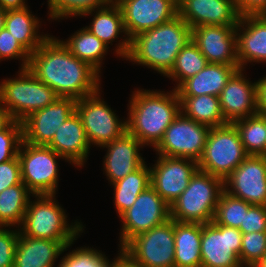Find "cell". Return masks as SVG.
<instances>
[{
    "label": "cell",
    "instance_id": "cell-1",
    "mask_svg": "<svg viewBox=\"0 0 266 267\" xmlns=\"http://www.w3.org/2000/svg\"><path fill=\"white\" fill-rule=\"evenodd\" d=\"M27 69L59 97L78 100L102 89L101 75L53 35L30 55Z\"/></svg>",
    "mask_w": 266,
    "mask_h": 267
},
{
    "label": "cell",
    "instance_id": "cell-17",
    "mask_svg": "<svg viewBox=\"0 0 266 267\" xmlns=\"http://www.w3.org/2000/svg\"><path fill=\"white\" fill-rule=\"evenodd\" d=\"M76 101L71 97H58L53 104L31 113L22 121L23 141L48 146L61 124L75 112Z\"/></svg>",
    "mask_w": 266,
    "mask_h": 267
},
{
    "label": "cell",
    "instance_id": "cell-44",
    "mask_svg": "<svg viewBox=\"0 0 266 267\" xmlns=\"http://www.w3.org/2000/svg\"><path fill=\"white\" fill-rule=\"evenodd\" d=\"M240 16L266 14V0H234Z\"/></svg>",
    "mask_w": 266,
    "mask_h": 267
},
{
    "label": "cell",
    "instance_id": "cell-33",
    "mask_svg": "<svg viewBox=\"0 0 266 267\" xmlns=\"http://www.w3.org/2000/svg\"><path fill=\"white\" fill-rule=\"evenodd\" d=\"M248 155L266 156V115L256 114L233 122Z\"/></svg>",
    "mask_w": 266,
    "mask_h": 267
},
{
    "label": "cell",
    "instance_id": "cell-48",
    "mask_svg": "<svg viewBox=\"0 0 266 267\" xmlns=\"http://www.w3.org/2000/svg\"><path fill=\"white\" fill-rule=\"evenodd\" d=\"M114 267H134L132 266L125 258L121 257L116 264L114 265Z\"/></svg>",
    "mask_w": 266,
    "mask_h": 267
},
{
    "label": "cell",
    "instance_id": "cell-27",
    "mask_svg": "<svg viewBox=\"0 0 266 267\" xmlns=\"http://www.w3.org/2000/svg\"><path fill=\"white\" fill-rule=\"evenodd\" d=\"M26 7L6 10L5 29L30 53L36 51L51 35L40 32L41 19Z\"/></svg>",
    "mask_w": 266,
    "mask_h": 267
},
{
    "label": "cell",
    "instance_id": "cell-8",
    "mask_svg": "<svg viewBox=\"0 0 266 267\" xmlns=\"http://www.w3.org/2000/svg\"><path fill=\"white\" fill-rule=\"evenodd\" d=\"M174 220L132 238L122 257L134 267H174Z\"/></svg>",
    "mask_w": 266,
    "mask_h": 267
},
{
    "label": "cell",
    "instance_id": "cell-41",
    "mask_svg": "<svg viewBox=\"0 0 266 267\" xmlns=\"http://www.w3.org/2000/svg\"><path fill=\"white\" fill-rule=\"evenodd\" d=\"M19 229L0 226V267H13Z\"/></svg>",
    "mask_w": 266,
    "mask_h": 267
},
{
    "label": "cell",
    "instance_id": "cell-42",
    "mask_svg": "<svg viewBox=\"0 0 266 267\" xmlns=\"http://www.w3.org/2000/svg\"><path fill=\"white\" fill-rule=\"evenodd\" d=\"M239 230L242 233L266 232V206L251 205Z\"/></svg>",
    "mask_w": 266,
    "mask_h": 267
},
{
    "label": "cell",
    "instance_id": "cell-15",
    "mask_svg": "<svg viewBox=\"0 0 266 267\" xmlns=\"http://www.w3.org/2000/svg\"><path fill=\"white\" fill-rule=\"evenodd\" d=\"M118 5L129 39L178 15V0H122Z\"/></svg>",
    "mask_w": 266,
    "mask_h": 267
},
{
    "label": "cell",
    "instance_id": "cell-6",
    "mask_svg": "<svg viewBox=\"0 0 266 267\" xmlns=\"http://www.w3.org/2000/svg\"><path fill=\"white\" fill-rule=\"evenodd\" d=\"M17 73L0 82V104L14 120L22 122L31 113L53 104L59 96L28 69H19Z\"/></svg>",
    "mask_w": 266,
    "mask_h": 267
},
{
    "label": "cell",
    "instance_id": "cell-4",
    "mask_svg": "<svg viewBox=\"0 0 266 267\" xmlns=\"http://www.w3.org/2000/svg\"><path fill=\"white\" fill-rule=\"evenodd\" d=\"M18 227L19 232L31 238L60 241L65 246L74 244L86 228L81 221L70 223L66 210L59 205L55 194L33 195ZM70 223V224H69Z\"/></svg>",
    "mask_w": 266,
    "mask_h": 267
},
{
    "label": "cell",
    "instance_id": "cell-16",
    "mask_svg": "<svg viewBox=\"0 0 266 267\" xmlns=\"http://www.w3.org/2000/svg\"><path fill=\"white\" fill-rule=\"evenodd\" d=\"M224 191L251 205L266 206V156L248 155L223 180Z\"/></svg>",
    "mask_w": 266,
    "mask_h": 267
},
{
    "label": "cell",
    "instance_id": "cell-29",
    "mask_svg": "<svg viewBox=\"0 0 266 267\" xmlns=\"http://www.w3.org/2000/svg\"><path fill=\"white\" fill-rule=\"evenodd\" d=\"M62 43L70 50V52L93 67L100 75L101 68L110 50L100 39L89 32L85 27L80 28L68 37L62 40Z\"/></svg>",
    "mask_w": 266,
    "mask_h": 267
},
{
    "label": "cell",
    "instance_id": "cell-50",
    "mask_svg": "<svg viewBox=\"0 0 266 267\" xmlns=\"http://www.w3.org/2000/svg\"><path fill=\"white\" fill-rule=\"evenodd\" d=\"M253 267H266V254L263 256V258L257 262Z\"/></svg>",
    "mask_w": 266,
    "mask_h": 267
},
{
    "label": "cell",
    "instance_id": "cell-20",
    "mask_svg": "<svg viewBox=\"0 0 266 267\" xmlns=\"http://www.w3.org/2000/svg\"><path fill=\"white\" fill-rule=\"evenodd\" d=\"M178 15L191 28L237 26L240 19L234 0H178Z\"/></svg>",
    "mask_w": 266,
    "mask_h": 267
},
{
    "label": "cell",
    "instance_id": "cell-28",
    "mask_svg": "<svg viewBox=\"0 0 266 267\" xmlns=\"http://www.w3.org/2000/svg\"><path fill=\"white\" fill-rule=\"evenodd\" d=\"M202 224L174 220V267H201Z\"/></svg>",
    "mask_w": 266,
    "mask_h": 267
},
{
    "label": "cell",
    "instance_id": "cell-32",
    "mask_svg": "<svg viewBox=\"0 0 266 267\" xmlns=\"http://www.w3.org/2000/svg\"><path fill=\"white\" fill-rule=\"evenodd\" d=\"M22 182L0 193V226L19 227L33 195Z\"/></svg>",
    "mask_w": 266,
    "mask_h": 267
},
{
    "label": "cell",
    "instance_id": "cell-14",
    "mask_svg": "<svg viewBox=\"0 0 266 267\" xmlns=\"http://www.w3.org/2000/svg\"><path fill=\"white\" fill-rule=\"evenodd\" d=\"M157 156L156 162L149 166L150 184L171 205L188 187L191 177L198 170V164L189 158Z\"/></svg>",
    "mask_w": 266,
    "mask_h": 267
},
{
    "label": "cell",
    "instance_id": "cell-51",
    "mask_svg": "<svg viewBox=\"0 0 266 267\" xmlns=\"http://www.w3.org/2000/svg\"><path fill=\"white\" fill-rule=\"evenodd\" d=\"M122 0H110V2L115 3V4H119Z\"/></svg>",
    "mask_w": 266,
    "mask_h": 267
},
{
    "label": "cell",
    "instance_id": "cell-34",
    "mask_svg": "<svg viewBox=\"0 0 266 267\" xmlns=\"http://www.w3.org/2000/svg\"><path fill=\"white\" fill-rule=\"evenodd\" d=\"M209 62L191 40L177 55L171 71L165 76L175 81L176 89L183 81L198 74Z\"/></svg>",
    "mask_w": 266,
    "mask_h": 267
},
{
    "label": "cell",
    "instance_id": "cell-23",
    "mask_svg": "<svg viewBox=\"0 0 266 267\" xmlns=\"http://www.w3.org/2000/svg\"><path fill=\"white\" fill-rule=\"evenodd\" d=\"M236 35L240 69L248 63H266V14L240 16Z\"/></svg>",
    "mask_w": 266,
    "mask_h": 267
},
{
    "label": "cell",
    "instance_id": "cell-21",
    "mask_svg": "<svg viewBox=\"0 0 266 267\" xmlns=\"http://www.w3.org/2000/svg\"><path fill=\"white\" fill-rule=\"evenodd\" d=\"M143 147L145 146L128 132L100 147L107 151L103 157L102 169L110 184L123 179L145 163V158L140 153Z\"/></svg>",
    "mask_w": 266,
    "mask_h": 267
},
{
    "label": "cell",
    "instance_id": "cell-31",
    "mask_svg": "<svg viewBox=\"0 0 266 267\" xmlns=\"http://www.w3.org/2000/svg\"><path fill=\"white\" fill-rule=\"evenodd\" d=\"M150 182V169L145 162L123 179L110 184L114 189L113 201L118 217L133 205L138 195L151 185Z\"/></svg>",
    "mask_w": 266,
    "mask_h": 267
},
{
    "label": "cell",
    "instance_id": "cell-36",
    "mask_svg": "<svg viewBox=\"0 0 266 267\" xmlns=\"http://www.w3.org/2000/svg\"><path fill=\"white\" fill-rule=\"evenodd\" d=\"M118 256L112 261L100 250L92 247H77L70 250L58 262L57 267H114L116 262L122 257V251L119 249Z\"/></svg>",
    "mask_w": 266,
    "mask_h": 267
},
{
    "label": "cell",
    "instance_id": "cell-37",
    "mask_svg": "<svg viewBox=\"0 0 266 267\" xmlns=\"http://www.w3.org/2000/svg\"><path fill=\"white\" fill-rule=\"evenodd\" d=\"M109 2L110 0H47L48 19L59 22V19L77 18L83 13L101 8Z\"/></svg>",
    "mask_w": 266,
    "mask_h": 267
},
{
    "label": "cell",
    "instance_id": "cell-39",
    "mask_svg": "<svg viewBox=\"0 0 266 267\" xmlns=\"http://www.w3.org/2000/svg\"><path fill=\"white\" fill-rule=\"evenodd\" d=\"M23 141L22 122L13 120L0 131V163L14 159Z\"/></svg>",
    "mask_w": 266,
    "mask_h": 267
},
{
    "label": "cell",
    "instance_id": "cell-25",
    "mask_svg": "<svg viewBox=\"0 0 266 267\" xmlns=\"http://www.w3.org/2000/svg\"><path fill=\"white\" fill-rule=\"evenodd\" d=\"M72 244L36 239L19 232L13 267H55L56 261Z\"/></svg>",
    "mask_w": 266,
    "mask_h": 267
},
{
    "label": "cell",
    "instance_id": "cell-3",
    "mask_svg": "<svg viewBox=\"0 0 266 267\" xmlns=\"http://www.w3.org/2000/svg\"><path fill=\"white\" fill-rule=\"evenodd\" d=\"M192 40V28L177 15L171 21L137 34L130 39L124 60L151 68L166 76L179 52Z\"/></svg>",
    "mask_w": 266,
    "mask_h": 267
},
{
    "label": "cell",
    "instance_id": "cell-46",
    "mask_svg": "<svg viewBox=\"0 0 266 267\" xmlns=\"http://www.w3.org/2000/svg\"><path fill=\"white\" fill-rule=\"evenodd\" d=\"M26 0H0V8L4 10L23 9L28 7Z\"/></svg>",
    "mask_w": 266,
    "mask_h": 267
},
{
    "label": "cell",
    "instance_id": "cell-38",
    "mask_svg": "<svg viewBox=\"0 0 266 267\" xmlns=\"http://www.w3.org/2000/svg\"><path fill=\"white\" fill-rule=\"evenodd\" d=\"M266 254V232L242 233L240 264L253 267Z\"/></svg>",
    "mask_w": 266,
    "mask_h": 267
},
{
    "label": "cell",
    "instance_id": "cell-13",
    "mask_svg": "<svg viewBox=\"0 0 266 267\" xmlns=\"http://www.w3.org/2000/svg\"><path fill=\"white\" fill-rule=\"evenodd\" d=\"M242 232L239 229L202 224L201 267H243L240 264Z\"/></svg>",
    "mask_w": 266,
    "mask_h": 267
},
{
    "label": "cell",
    "instance_id": "cell-40",
    "mask_svg": "<svg viewBox=\"0 0 266 267\" xmlns=\"http://www.w3.org/2000/svg\"><path fill=\"white\" fill-rule=\"evenodd\" d=\"M30 53L3 28L0 31V62L9 59L20 60L19 69H27L30 61ZM22 61V62H21Z\"/></svg>",
    "mask_w": 266,
    "mask_h": 267
},
{
    "label": "cell",
    "instance_id": "cell-24",
    "mask_svg": "<svg viewBox=\"0 0 266 267\" xmlns=\"http://www.w3.org/2000/svg\"><path fill=\"white\" fill-rule=\"evenodd\" d=\"M48 147L64 157L73 167H84L92 146L76 111L61 124Z\"/></svg>",
    "mask_w": 266,
    "mask_h": 267
},
{
    "label": "cell",
    "instance_id": "cell-12",
    "mask_svg": "<svg viewBox=\"0 0 266 267\" xmlns=\"http://www.w3.org/2000/svg\"><path fill=\"white\" fill-rule=\"evenodd\" d=\"M210 129L207 125L197 123L180 112L154 148L156 155L189 158L198 162Z\"/></svg>",
    "mask_w": 266,
    "mask_h": 267
},
{
    "label": "cell",
    "instance_id": "cell-19",
    "mask_svg": "<svg viewBox=\"0 0 266 267\" xmlns=\"http://www.w3.org/2000/svg\"><path fill=\"white\" fill-rule=\"evenodd\" d=\"M244 71L238 69L219 95L221 110L227 123L258 114L257 81L247 79Z\"/></svg>",
    "mask_w": 266,
    "mask_h": 267
},
{
    "label": "cell",
    "instance_id": "cell-10",
    "mask_svg": "<svg viewBox=\"0 0 266 267\" xmlns=\"http://www.w3.org/2000/svg\"><path fill=\"white\" fill-rule=\"evenodd\" d=\"M101 91L100 89L91 96L78 99L75 106L90 145H96L97 148L127 132L126 118H119L101 97Z\"/></svg>",
    "mask_w": 266,
    "mask_h": 267
},
{
    "label": "cell",
    "instance_id": "cell-26",
    "mask_svg": "<svg viewBox=\"0 0 266 267\" xmlns=\"http://www.w3.org/2000/svg\"><path fill=\"white\" fill-rule=\"evenodd\" d=\"M239 65L209 63L198 74L183 81L175 90L178 96L220 95Z\"/></svg>",
    "mask_w": 266,
    "mask_h": 267
},
{
    "label": "cell",
    "instance_id": "cell-5",
    "mask_svg": "<svg viewBox=\"0 0 266 267\" xmlns=\"http://www.w3.org/2000/svg\"><path fill=\"white\" fill-rule=\"evenodd\" d=\"M223 180L197 170L185 191L170 205V219L181 223H210L213 221Z\"/></svg>",
    "mask_w": 266,
    "mask_h": 267
},
{
    "label": "cell",
    "instance_id": "cell-22",
    "mask_svg": "<svg viewBox=\"0 0 266 267\" xmlns=\"http://www.w3.org/2000/svg\"><path fill=\"white\" fill-rule=\"evenodd\" d=\"M82 16H93L92 22L85 26V28L100 39L108 48H110L109 44L113 45L112 42L118 41L115 44L116 46H114V53L122 59L127 57L130 49V39L125 32L123 15L118 4L109 2L101 8L83 13L80 17L82 18ZM119 38L122 39L118 40Z\"/></svg>",
    "mask_w": 266,
    "mask_h": 267
},
{
    "label": "cell",
    "instance_id": "cell-9",
    "mask_svg": "<svg viewBox=\"0 0 266 267\" xmlns=\"http://www.w3.org/2000/svg\"><path fill=\"white\" fill-rule=\"evenodd\" d=\"M18 159L22 182L32 195L57 194L59 184V163L65 160L48 146H36L22 141Z\"/></svg>",
    "mask_w": 266,
    "mask_h": 267
},
{
    "label": "cell",
    "instance_id": "cell-43",
    "mask_svg": "<svg viewBox=\"0 0 266 267\" xmlns=\"http://www.w3.org/2000/svg\"><path fill=\"white\" fill-rule=\"evenodd\" d=\"M22 183L20 161L18 156L0 163V193L8 187Z\"/></svg>",
    "mask_w": 266,
    "mask_h": 267
},
{
    "label": "cell",
    "instance_id": "cell-47",
    "mask_svg": "<svg viewBox=\"0 0 266 267\" xmlns=\"http://www.w3.org/2000/svg\"><path fill=\"white\" fill-rule=\"evenodd\" d=\"M13 120L9 111L0 104V131L5 129Z\"/></svg>",
    "mask_w": 266,
    "mask_h": 267
},
{
    "label": "cell",
    "instance_id": "cell-49",
    "mask_svg": "<svg viewBox=\"0 0 266 267\" xmlns=\"http://www.w3.org/2000/svg\"><path fill=\"white\" fill-rule=\"evenodd\" d=\"M6 10L0 8V31L5 27Z\"/></svg>",
    "mask_w": 266,
    "mask_h": 267
},
{
    "label": "cell",
    "instance_id": "cell-45",
    "mask_svg": "<svg viewBox=\"0 0 266 267\" xmlns=\"http://www.w3.org/2000/svg\"><path fill=\"white\" fill-rule=\"evenodd\" d=\"M258 114L266 115V75L257 80Z\"/></svg>",
    "mask_w": 266,
    "mask_h": 267
},
{
    "label": "cell",
    "instance_id": "cell-18",
    "mask_svg": "<svg viewBox=\"0 0 266 267\" xmlns=\"http://www.w3.org/2000/svg\"><path fill=\"white\" fill-rule=\"evenodd\" d=\"M192 41L209 63L238 65L236 26L192 28Z\"/></svg>",
    "mask_w": 266,
    "mask_h": 267
},
{
    "label": "cell",
    "instance_id": "cell-2",
    "mask_svg": "<svg viewBox=\"0 0 266 267\" xmlns=\"http://www.w3.org/2000/svg\"><path fill=\"white\" fill-rule=\"evenodd\" d=\"M160 91L135 89L129 98L126 117L127 132L144 146L155 148L165 130L181 112L175 89Z\"/></svg>",
    "mask_w": 266,
    "mask_h": 267
},
{
    "label": "cell",
    "instance_id": "cell-7",
    "mask_svg": "<svg viewBox=\"0 0 266 267\" xmlns=\"http://www.w3.org/2000/svg\"><path fill=\"white\" fill-rule=\"evenodd\" d=\"M248 156L233 123L210 129L198 170L225 180Z\"/></svg>",
    "mask_w": 266,
    "mask_h": 267
},
{
    "label": "cell",
    "instance_id": "cell-11",
    "mask_svg": "<svg viewBox=\"0 0 266 267\" xmlns=\"http://www.w3.org/2000/svg\"><path fill=\"white\" fill-rule=\"evenodd\" d=\"M118 246L122 249L135 236L164 224L170 219V205L150 185L120 217Z\"/></svg>",
    "mask_w": 266,
    "mask_h": 267
},
{
    "label": "cell",
    "instance_id": "cell-30",
    "mask_svg": "<svg viewBox=\"0 0 266 267\" xmlns=\"http://www.w3.org/2000/svg\"><path fill=\"white\" fill-rule=\"evenodd\" d=\"M181 113L197 123L210 128L227 124L221 110L219 97L215 95L178 96Z\"/></svg>",
    "mask_w": 266,
    "mask_h": 267
},
{
    "label": "cell",
    "instance_id": "cell-35",
    "mask_svg": "<svg viewBox=\"0 0 266 267\" xmlns=\"http://www.w3.org/2000/svg\"><path fill=\"white\" fill-rule=\"evenodd\" d=\"M250 206V203L236 198L223 190L212 222L217 225L239 229L240 225H244L245 213H247Z\"/></svg>",
    "mask_w": 266,
    "mask_h": 267
}]
</instances>
